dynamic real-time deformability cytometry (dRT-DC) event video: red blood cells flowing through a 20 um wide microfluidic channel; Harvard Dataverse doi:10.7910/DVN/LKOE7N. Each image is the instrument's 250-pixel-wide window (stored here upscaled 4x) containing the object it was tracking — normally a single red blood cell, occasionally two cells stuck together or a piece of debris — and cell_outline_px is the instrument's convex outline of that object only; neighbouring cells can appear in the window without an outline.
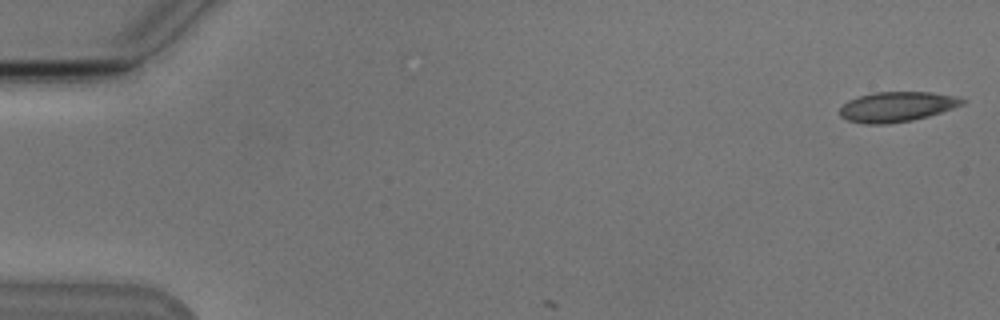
{"species": "Egyptian fruit bat (a non-hibernating species)", "species_latin": "Rousettus aegyptiacus", "temperature_condition": "cold", "stored_images_in_passage": 4, "camera_frame_rate_fps": 3000, "um_per_image_px": 0.085, "animal": {"sex": "male"}, "frame": {"image": 1, "passage_image": 1, "time_ms": 0.0, "image_size_px": [1000, 320], "cell_outline_px": [[968, 100], [964, 104], [928, 116], [912, 120], [888, 124], [864, 124], [848, 120], [840, 116], [840, 108], [848, 100], [872, 92], [932, 92], [952, 96]], "centroid_in_image_um": [76.21, 9.07], "position_along_channel_um": 8.8, "area_um2": 21.33}}